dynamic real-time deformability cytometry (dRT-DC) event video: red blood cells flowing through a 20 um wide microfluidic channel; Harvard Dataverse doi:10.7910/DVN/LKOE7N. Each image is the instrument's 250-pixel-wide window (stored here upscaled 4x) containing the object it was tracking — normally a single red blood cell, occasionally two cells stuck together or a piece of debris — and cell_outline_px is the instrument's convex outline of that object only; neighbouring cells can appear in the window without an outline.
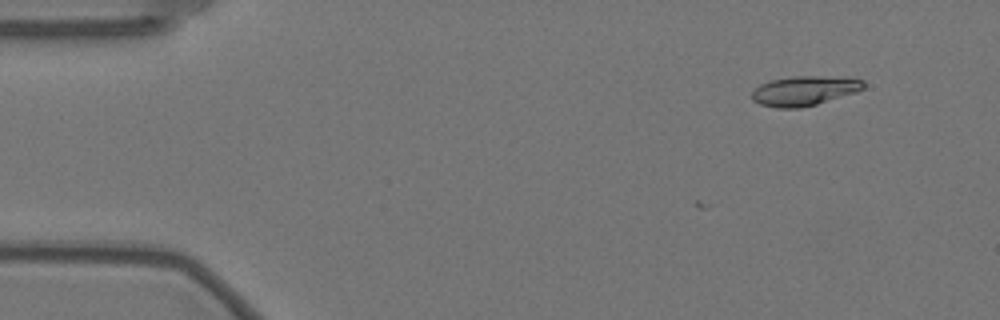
{"species": "Egyptian fruit bat (a non-hibernating species)", "species_latin": "Rousettus aegyptiacus", "temperature_condition": "warm", "stored_images_in_passage": 5, "camera_frame_rate_fps": 3000, "um_per_image_px": 0.085, "animal": {"sex": "female"}, "frame": {"image": 1, "passage_image": 5, "time_ms": 1.333, "image_size_px": [1000, 320], "cell_outline_px": [[864, 88], [856, 92], [816, 104], [800, 108], [776, 108], [760, 104], [752, 100], [752, 92], [760, 84], [772, 80], [792, 76], [816, 76], [864, 80]], "centroid_in_image_um": [68.32, 7.73], "position_along_channel_um": 16.7, "area_um2": 18.96}}